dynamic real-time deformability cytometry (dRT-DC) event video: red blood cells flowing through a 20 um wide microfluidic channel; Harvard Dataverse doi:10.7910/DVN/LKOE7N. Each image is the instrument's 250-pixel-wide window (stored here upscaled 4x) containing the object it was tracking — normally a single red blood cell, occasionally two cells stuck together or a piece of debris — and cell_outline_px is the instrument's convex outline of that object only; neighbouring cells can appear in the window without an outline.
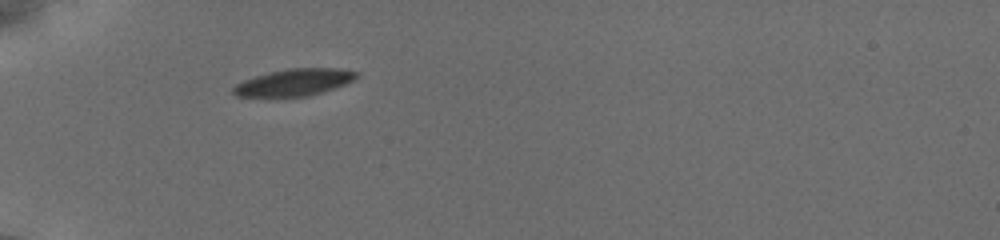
{"species": "common noctule bat (a hibernating species)", "species_latin": "Nyctalus noctula", "temperature_condition": "cold", "stored_images_in_passage": 2, "camera_frame_rate_fps": 3000, "um_per_image_px": 0.085, "animal": {"sex": "female", "body_mass_g": 19.5, "forearm_length_mm": 54.1}, "frame": {"image": 1, "passage_image": 1, "time_ms": 0.0, "image_size_px": [1000, 240], "cell_outline_px": [[360, 76], [344, 84], [308, 96], [236, 96], [232, 92], [232, 88], [236, 84], [244, 80], [256, 76], [288, 68], [336, 68], [360, 72]], "centroid_in_image_um": [25.02, 6.99], "position_along_channel_um": 60.0, "area_um2": 18.96}}